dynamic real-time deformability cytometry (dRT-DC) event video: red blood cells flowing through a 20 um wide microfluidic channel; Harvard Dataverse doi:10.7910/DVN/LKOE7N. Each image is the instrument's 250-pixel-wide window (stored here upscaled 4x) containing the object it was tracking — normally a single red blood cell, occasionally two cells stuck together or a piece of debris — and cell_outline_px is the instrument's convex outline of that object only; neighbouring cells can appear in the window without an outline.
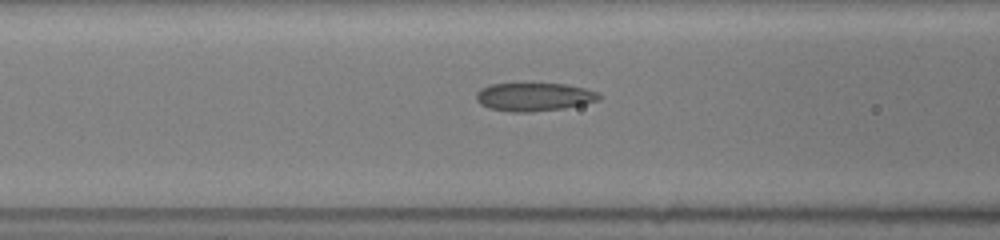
{"species": "common noctule bat (a hibernating species)", "species_latin": "Nyctalus noctula", "temperature_condition": "room temperature", "stored_images_in_passage": 41, "camera_frame_rate_fps": 3000, "um_per_image_px": 0.085, "animal": {"sex": "female", "body_mass_g": 19.5, "forearm_length_mm": 54.1}, "frame": {"image": 1, "passage_image": 13, "time_ms": 3.0, "image_size_px": [1000, 240], "cell_outline_px": [[604, 96], [600, 100], [584, 104], [564, 108], [528, 112], [512, 112], [488, 108], [480, 104], [476, 100], [476, 92], [480, 88], [488, 84], [528, 80], [568, 84], [600, 92]], "centroid_in_image_um": [45.39, 8.17], "position_along_channel_um": 121.2, "area_um2": 21.62}}
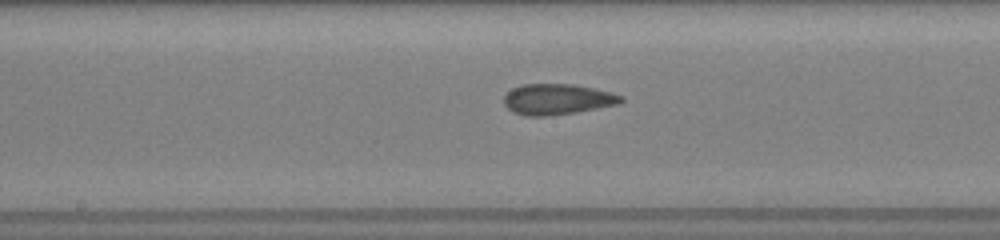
{"frame": {"image": 2, "passage_image": 21, "time_ms": 5.0, "image_size_px": [1000, 240], "cell_outline_px": [[624, 100], [616, 104], [596, 108], [572, 112], [544, 116], [524, 116], [512, 112], [504, 104], [504, 96], [512, 88], [524, 84], [572, 84], [612, 92], [624, 96]], "centroid_in_image_um": [47.34, 8.43], "position_along_channel_um": 200.9, "area_um2": 20.75}}
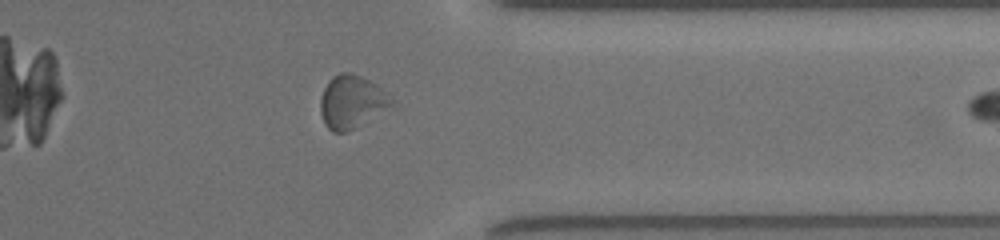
{"frame": {"image": 3, "passage_image": 40, "time_ms": 9.667, "image_size_px": [1000, 240], "cell_outline_px": [[400, 108], [344, 132], [332, 132], [324, 124], [320, 112], [320, 100], [324, 88], [328, 80], [332, 76], [340, 72], [352, 72], [376, 84]], "centroid_in_image_um": [29.97, 8.68], "position_along_channel_um": 381.4, "area_um2": 22.72}}